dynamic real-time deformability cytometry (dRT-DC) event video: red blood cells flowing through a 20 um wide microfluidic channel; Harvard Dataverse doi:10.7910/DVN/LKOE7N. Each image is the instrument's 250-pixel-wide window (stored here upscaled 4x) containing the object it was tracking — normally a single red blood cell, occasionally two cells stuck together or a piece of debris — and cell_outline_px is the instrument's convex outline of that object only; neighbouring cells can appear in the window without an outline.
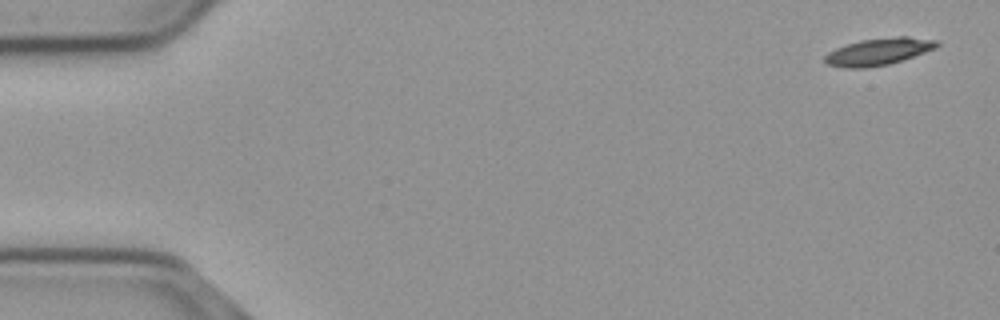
{"species": "common noctule bat (a hibernating species)", "species_latin": "Nyctalus noctula", "temperature_condition": "cold", "stored_images_in_passage": 54, "camera_frame_rate_fps": 3000, "um_per_image_px": 0.085, "animal": {"sex": "male", "body_mass_g": 23.1, "forearm_length_mm": 52.7}, "frame": {"image": 1, "passage_image": 1, "time_ms": 0.0, "image_size_px": [1000, 320], "cell_outline_px": [[940, 44], [936, 48], [888, 64], [864, 68], [844, 68], [828, 64], [824, 60], [824, 56], [828, 52], [836, 48], [860, 40], [900, 36], [908, 36], [936, 40]], "centroid_in_image_um": [74.66, 4.38], "position_along_channel_um": 10.3, "area_um2": 17.4}}
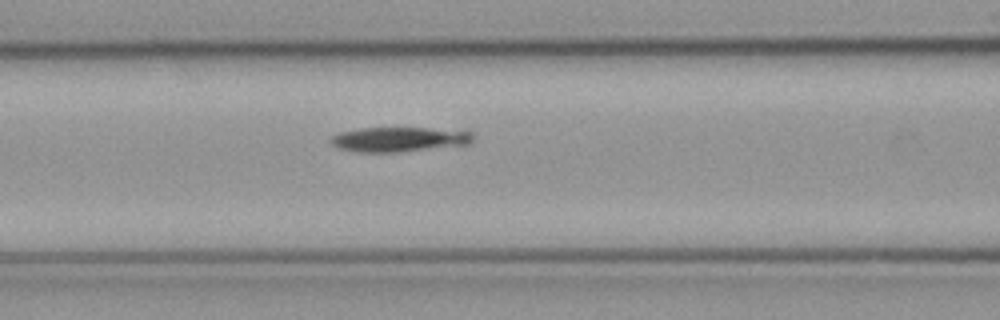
{"frame": {"image": 2, "passage_image": 22, "time_ms": 7.0, "image_size_px": [1000, 320], "cell_outline_px": [[472, 140], [468, 144], [400, 152], [356, 152], [340, 148], [332, 144], [328, 140], [332, 136], [340, 132], [360, 128], [468, 128], [472, 132]], "centroid_in_image_um": [34.0, 11.82], "position_along_channel_um": 132.6, "area_um2": 20.87}}
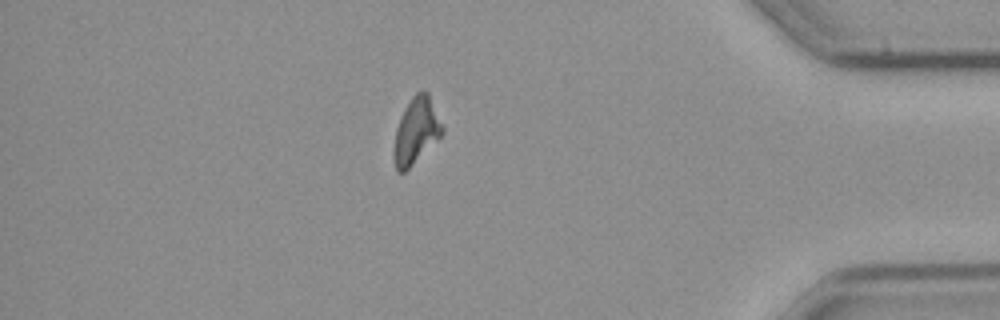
{"frame": {"image": 3, "passage_image": 47, "time_ms": 15.333, "image_size_px": [1000, 320], "cell_outline_px": [[444, 132], [404, 172], [396, 172], [392, 156], [392, 148], [396, 128], [400, 116], [404, 108], [412, 96], [416, 92], [428, 92], [444, 128]], "centroid_in_image_um": [35.32, 11.12], "position_along_channel_um": 399.9, "area_um2": 18.55}}